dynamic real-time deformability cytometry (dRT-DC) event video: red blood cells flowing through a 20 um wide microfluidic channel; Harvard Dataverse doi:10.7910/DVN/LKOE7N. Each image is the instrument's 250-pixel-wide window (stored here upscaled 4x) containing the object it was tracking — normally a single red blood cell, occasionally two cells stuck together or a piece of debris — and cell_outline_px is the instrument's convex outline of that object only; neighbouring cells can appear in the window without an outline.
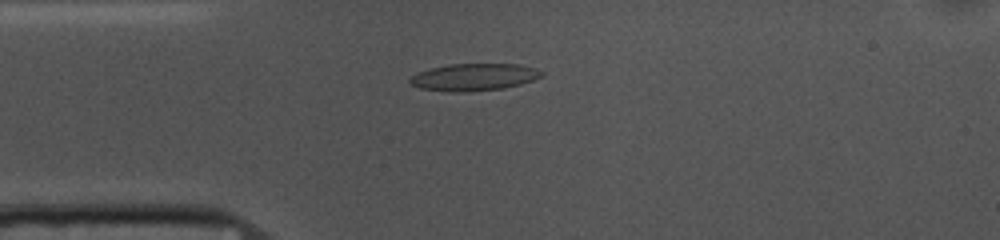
{"species": "common noctule bat (a hibernating species)", "species_latin": "Nyctalus noctula", "temperature_condition": "cold", "stored_images_in_passage": 52, "camera_frame_rate_fps": 3000, "um_per_image_px": 0.085, "animal": {"sex": "female", "body_mass_g": 10.0, "forearm_length_mm": 53.1}, "frame": {"image": 1, "passage_image": 12, "time_ms": 3.667, "image_size_px": [1000, 240], "cell_outline_px": [[544, 72], [540, 76], [532, 80], [520, 84], [504, 88], [464, 92], [452, 92], [420, 88], [408, 84], [408, 80], [412, 76], [420, 72], [432, 68], [448, 64], [520, 64], [536, 68]], "centroid_in_image_um": [40.27, 6.55], "position_along_channel_um": 44.7, "area_um2": 20.75}}
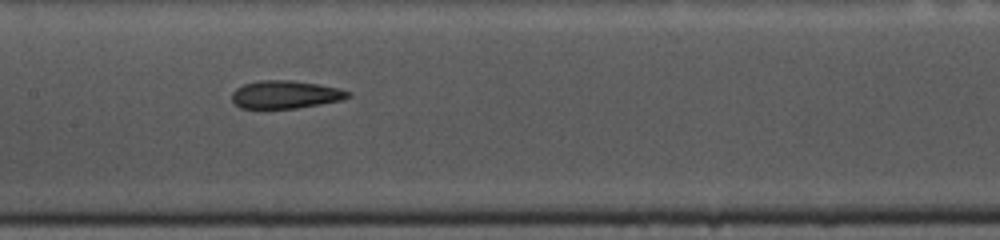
{"frame": {"image": 2, "passage_image": 24, "time_ms": 7.667, "image_size_px": [1000, 240], "cell_outline_px": [[352, 96], [340, 100], [320, 104], [296, 108], [240, 108], [232, 100], [232, 92], [236, 88], [244, 84], [260, 80], [292, 80], [316, 84], [336, 88], [352, 92]], "centroid_in_image_um": [24.25, 8.03], "position_along_channel_um": 183.2, "area_um2": 18.73}}
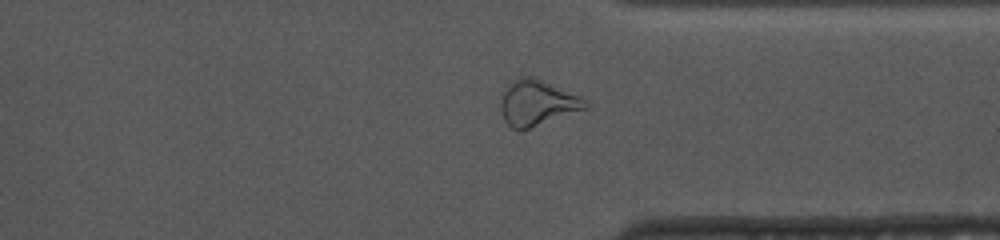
{"frame": {"image": 3, "passage_image": 39, "time_ms": 12.667, "image_size_px": [1000, 240], "cell_outline_px": [[588, 108], [520, 132], [512, 128], [504, 120], [500, 108], [500, 104], [504, 92], [508, 84], [512, 80], [520, 76], [536, 76], [580, 96], [588, 104]], "centroid_in_image_um": [45.65, 8.74], "position_along_channel_um": 365.7, "area_um2": 22.77}, "authors_computed_cell_mechanics": {"area_um2": 20.3167, "velocity_mm_per_s": 3.7065, "shape_relaxation_time_tau1_ms": null, "shape_relaxation_time_tau2_ms": 3.7017, "deformation_change_tau1": null, "deformation_change_tau2": 0.1218}}